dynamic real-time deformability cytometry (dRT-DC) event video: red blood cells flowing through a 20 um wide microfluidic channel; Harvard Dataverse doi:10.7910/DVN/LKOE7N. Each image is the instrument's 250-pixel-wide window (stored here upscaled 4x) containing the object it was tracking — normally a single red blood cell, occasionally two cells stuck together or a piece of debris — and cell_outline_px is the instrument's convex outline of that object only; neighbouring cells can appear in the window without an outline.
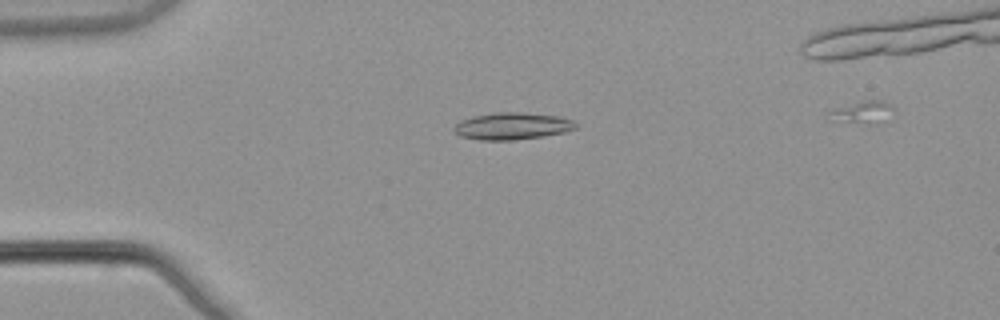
{"species": "common noctule bat (a hibernating species)", "species_latin": "Nyctalus noctula", "temperature_condition": "warm", "stored_images_in_passage": 51, "camera_frame_rate_fps": 3000, "um_per_image_px": 0.085, "animal": {"sex": "male", "body_mass_g": 21.5, "forearm_length_mm": 52.0}, "frame": {"image": 1, "passage_image": 14, "time_ms": 4.333, "image_size_px": [1000, 320], "cell_outline_px": [[576, 128], [564, 132], [540, 136], [512, 140], [480, 140], [460, 136], [452, 128], [460, 120], [476, 116], [496, 112], [520, 112], [560, 116], [572, 120], [576, 124]], "centroid_in_image_um": [43.52, 10.71], "position_along_channel_um": 41.5, "area_um2": 18.96}}
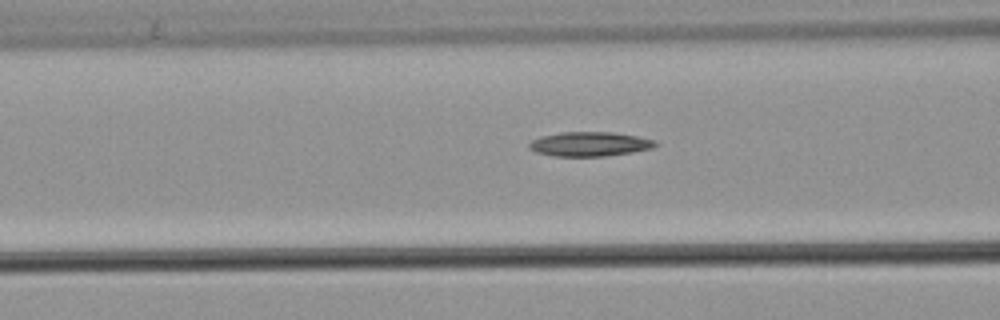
{"frame": {"image": 2, "passage_image": 22, "time_ms": 7.0, "image_size_px": [1000, 320], "cell_outline_px": [[660, 144], [652, 148], [632, 152], [604, 156], [552, 156], [536, 152], [528, 148], [528, 144], [532, 140], [540, 136], [560, 132], [612, 132], [636, 136], [656, 140]], "centroid_in_image_um": [50.11, 12.24], "position_along_channel_um": 116.5, "area_um2": 18.03}}
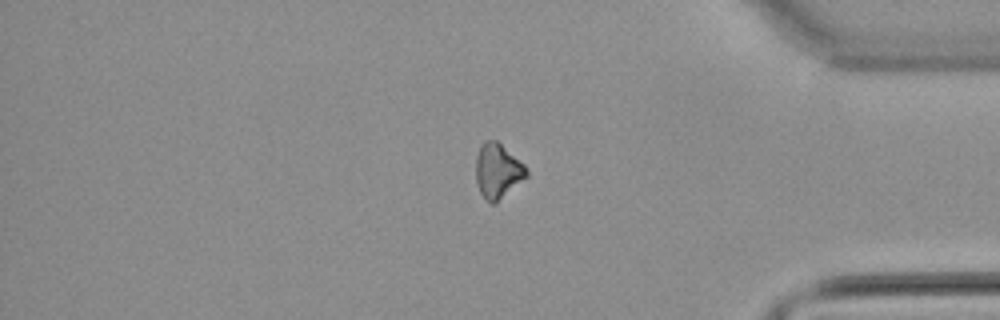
{"frame": {"image": 3, "passage_image": 45, "time_ms": 14.667, "image_size_px": [1000, 320], "cell_outline_px": [[528, 176], [492, 204], [480, 192], [476, 180], [476, 156], [480, 144], [484, 140], [496, 140], [524, 164], [528, 168]], "centroid_in_image_um": [42.3, 14.48], "position_along_channel_um": 392.9, "area_um2": 15.84}}